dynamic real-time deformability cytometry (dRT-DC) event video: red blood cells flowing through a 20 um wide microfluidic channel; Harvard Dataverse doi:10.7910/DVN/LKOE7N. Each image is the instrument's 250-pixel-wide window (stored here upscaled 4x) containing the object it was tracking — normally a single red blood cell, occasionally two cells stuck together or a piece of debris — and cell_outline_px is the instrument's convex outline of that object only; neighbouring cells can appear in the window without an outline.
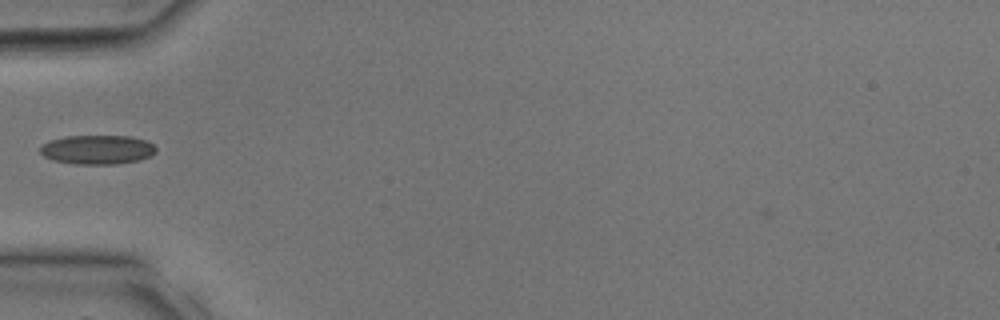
{"species": "common noctule bat (a hibernating species)", "species_latin": "Nyctalus noctula", "temperature_condition": "room temperature", "stored_images_in_passage": 25, "camera_frame_rate_fps": 3000, "um_per_image_px": 0.085, "animal": {"sex": "male", "body_mass_g": 17.9, "forearm_length_mm": 54.2}, "frame": {"image": 1, "passage_image": 4, "time_ms": 1.0, "image_size_px": [1000, 320], "cell_outline_px": [[156, 152], [152, 156], [140, 160], [116, 164], [76, 164], [52, 160], [44, 156], [40, 152], [40, 144], [48, 140], [64, 136], [132, 136], [144, 140], [152, 144], [156, 148]], "centroid_in_image_um": [8.25, 12.72], "position_along_channel_um": 76.7, "area_um2": 19.94}}
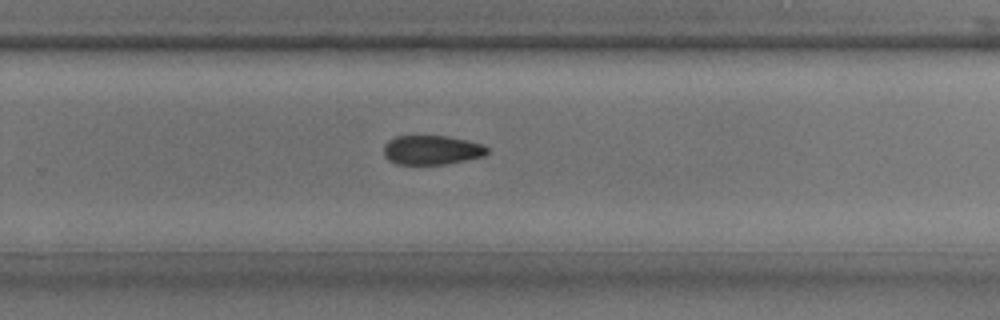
{"frame": {"image": 2, "passage_image": 14, "time_ms": 4.333, "image_size_px": [1000, 320], "cell_outline_px": [[488, 152], [484, 156], [444, 164], [396, 164], [388, 160], [384, 156], [384, 144], [388, 140], [396, 136], [448, 136], [468, 140], [484, 144], [488, 148]], "centroid_in_image_um": [36.69, 12.74], "position_along_channel_um": 293.1, "area_um2": 17.74}}
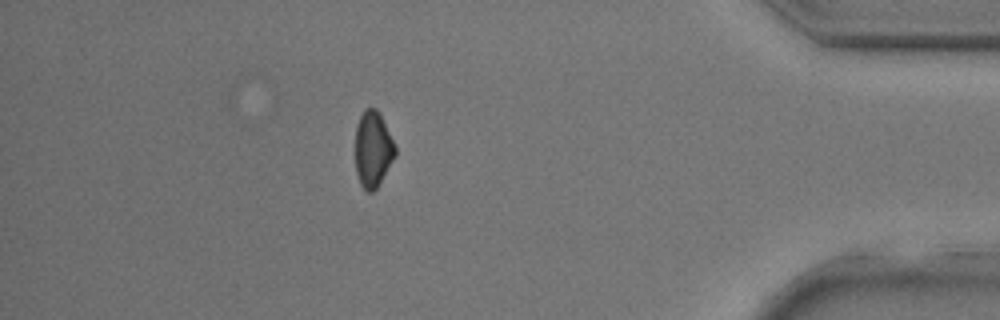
{"frame": {"image": 3, "passage_image": 21, "time_ms": 6.667, "image_size_px": [1000, 320], "cell_outline_px": [[396, 156], [376, 188], [372, 192], [368, 192], [360, 184], [356, 172], [356, 124], [364, 108], [376, 108], [380, 112], [396, 144]], "centroid_in_image_um": [31.72, 12.64], "position_along_channel_um": 403.5, "area_um2": 17.86}}